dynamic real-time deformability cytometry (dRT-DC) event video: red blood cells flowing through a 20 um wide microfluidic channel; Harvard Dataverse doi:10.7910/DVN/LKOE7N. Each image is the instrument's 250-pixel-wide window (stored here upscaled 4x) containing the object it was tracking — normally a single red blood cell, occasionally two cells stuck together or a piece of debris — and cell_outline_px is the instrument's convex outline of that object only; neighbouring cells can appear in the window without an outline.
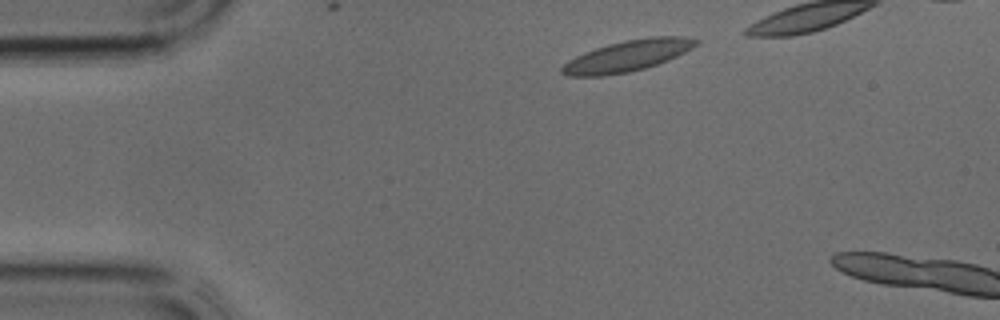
{"species": "common noctule bat (a hibernating species)", "species_latin": "Nyctalus noctula", "temperature_condition": "cold", "stored_images_in_passage": 4, "camera_frame_rate_fps": 3000, "um_per_image_px": 0.085, "animal": {"sex": "male", "body_mass_g": 17.9, "forearm_length_mm": 54.2}, "frame": {"image": 1, "passage_image": 1, "time_ms": 0.0, "image_size_px": [1000, 320], "cell_outline_px": [[700, 40], [692, 48], [668, 60], [644, 68], [628, 72], [604, 76], [568, 76], [560, 72], [560, 68], [568, 60], [584, 52], [608, 44], [624, 40], [648, 36], [684, 36]], "centroid_in_image_um": [53.32, 4.74], "position_along_channel_um": 31.7, "area_um2": 24.28}}